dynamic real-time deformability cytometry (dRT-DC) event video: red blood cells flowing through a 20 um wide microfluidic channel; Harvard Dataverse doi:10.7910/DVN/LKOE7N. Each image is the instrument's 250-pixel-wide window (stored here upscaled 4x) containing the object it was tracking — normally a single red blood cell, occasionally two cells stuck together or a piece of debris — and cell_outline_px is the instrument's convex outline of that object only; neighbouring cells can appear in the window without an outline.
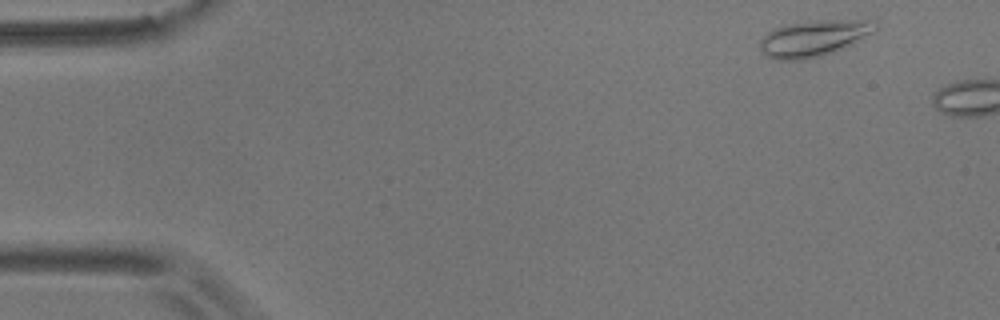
{"species": "common noctule bat (a hibernating species)", "species_latin": "Nyctalus noctula", "temperature_condition": "room temperature", "stored_images_in_passage": 5, "camera_frame_rate_fps": 3000, "um_per_image_px": 0.085, "animal": {"sex": "male", "body_mass_g": 17.9}, "frame": {"image": 1, "passage_image": 2, "time_ms": 0.333, "image_size_px": [1000, 320], "cell_outline_px": [[880, 24], [872, 32], [832, 52], [800, 60], [776, 60], [768, 56], [760, 48], [760, 40], [772, 28], [784, 24], [824, 20], [876, 20]], "centroid_in_image_um": [69.13, 3.22], "position_along_channel_um": 15.9, "area_um2": 23.76}}